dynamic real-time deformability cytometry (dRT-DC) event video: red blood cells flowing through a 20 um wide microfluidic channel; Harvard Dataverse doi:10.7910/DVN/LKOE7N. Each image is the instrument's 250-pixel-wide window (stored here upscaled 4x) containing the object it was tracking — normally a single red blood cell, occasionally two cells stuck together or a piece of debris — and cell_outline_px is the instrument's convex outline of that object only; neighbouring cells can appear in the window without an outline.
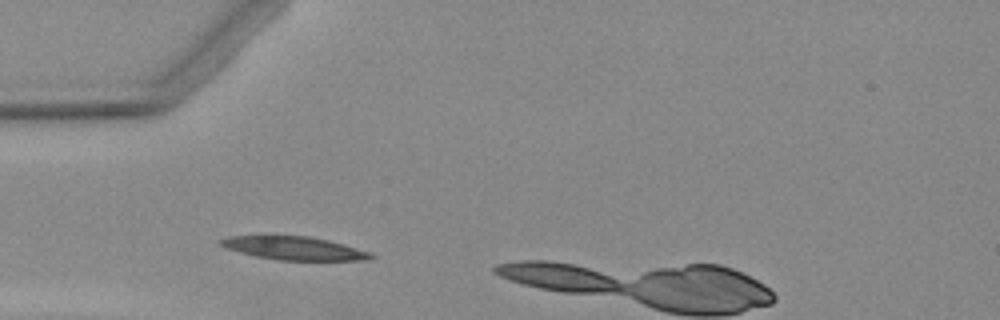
{"species": "Egyptian fruit bat (a non-hibernating species)", "species_latin": "Rousettus aegyptiacus", "temperature_condition": "warm", "stored_images_in_passage": 3, "camera_frame_rate_fps": 3000, "um_per_image_px": 0.085, "animal": {"sex": "female"}, "frame": {"image": 1, "passage_image": 2, "time_ms": 1.333, "image_size_px": [1000, 320], "cell_outline_px": [[376, 256], [364, 260], [276, 260], [256, 256], [224, 248], [220, 244], [220, 240], [228, 236], [308, 236], [328, 240], [372, 252]], "centroid_in_image_um": [25.01, 21.1], "position_along_channel_um": 60.0, "area_um2": 20.23}}